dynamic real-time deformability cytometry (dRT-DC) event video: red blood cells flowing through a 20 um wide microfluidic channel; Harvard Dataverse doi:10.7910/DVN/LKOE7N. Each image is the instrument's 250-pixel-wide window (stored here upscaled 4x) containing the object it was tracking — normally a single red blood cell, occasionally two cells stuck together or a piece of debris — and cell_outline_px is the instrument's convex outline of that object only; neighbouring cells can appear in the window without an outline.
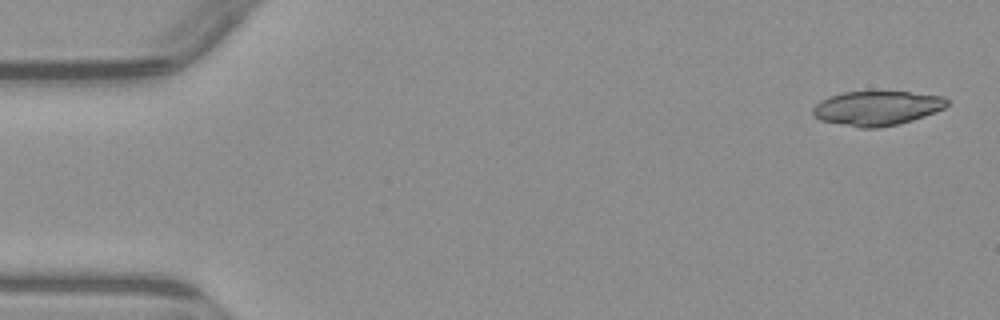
{"species": "common noctule bat (a hibernating species)", "species_latin": "Nyctalus noctula", "temperature_condition": "warm", "stored_images_in_passage": 4, "camera_frame_rate_fps": 3000, "um_per_image_px": 0.085, "animal": {"sex": "male", "body_mass_g": 23.1, "forearm_length_mm": 52.7}, "frame": {"image": 1, "passage_image": 1, "time_ms": 0.0, "image_size_px": [1000, 320], "cell_outline_px": [[948, 104], [944, 108], [924, 116], [912, 120], [880, 128], [860, 128], [820, 120], [812, 116], [812, 108], [820, 100], [828, 96], [844, 92], [908, 92], [944, 96], [948, 100]], "centroid_in_image_um": [74.5, 9.19], "position_along_channel_um": 10.5, "area_um2": 26.93}}